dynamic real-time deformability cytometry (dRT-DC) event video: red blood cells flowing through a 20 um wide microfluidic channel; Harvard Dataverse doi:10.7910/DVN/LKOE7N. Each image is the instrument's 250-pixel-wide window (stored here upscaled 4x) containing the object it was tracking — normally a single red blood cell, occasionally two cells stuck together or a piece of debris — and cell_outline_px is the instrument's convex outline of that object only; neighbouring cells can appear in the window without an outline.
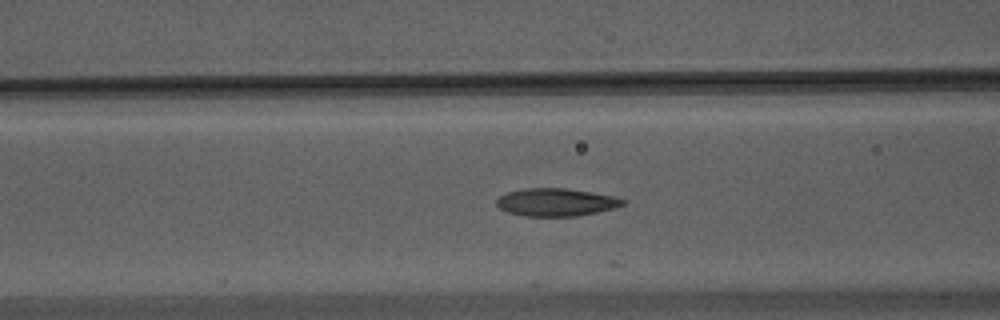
{"species": "Egyptian fruit bat (a non-hibernating species)", "species_latin": "Rousettus aegyptiacus", "temperature_condition": "warm", "stored_images_in_passage": 10, "camera_frame_rate_fps": 3000, "um_per_image_px": 0.085, "animal": {"sex": "male"}, "frame": {"image": 1, "passage_image": 5, "time_ms": 1.333, "image_size_px": [1000, 320], "cell_outline_px": [[628, 200], [624, 204], [616, 208], [576, 216], [524, 216], [508, 212], [500, 208], [496, 204], [496, 200], [500, 196], [508, 192], [524, 188], [568, 188], [616, 196]], "centroid_in_image_um": [47.31, 17.18], "position_along_channel_um": 119.3, "area_um2": 20.58}}
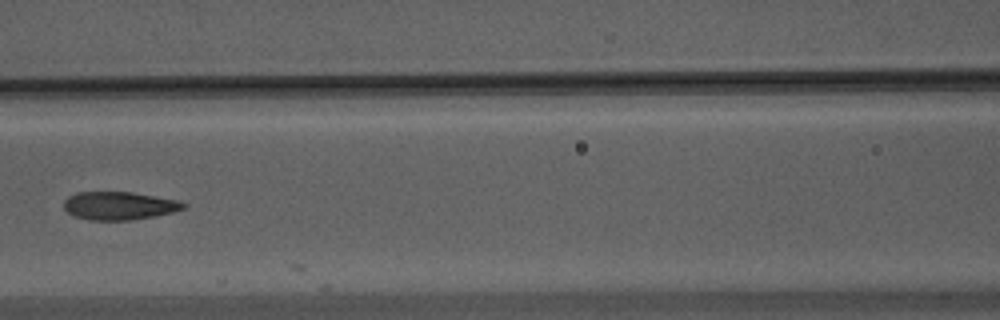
{"frame": {"image": 2, "passage_image": 8, "time_ms": 2.333, "image_size_px": [1000, 320], "cell_outline_px": [[188, 204], [184, 208], [172, 212], [156, 216], [132, 220], [88, 220], [72, 216], [64, 208], [64, 200], [68, 196], [76, 192], [132, 192], [180, 200]], "centroid_in_image_um": [10.13, 17.49], "position_along_channel_um": 156.5, "area_um2": 19.83}}